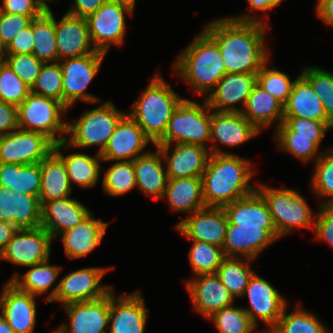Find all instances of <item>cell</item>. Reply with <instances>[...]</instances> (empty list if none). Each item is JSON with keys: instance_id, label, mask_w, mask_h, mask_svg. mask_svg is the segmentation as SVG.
Masks as SVG:
<instances>
[{"instance_id": "681fc988", "label": "cell", "mask_w": 333, "mask_h": 333, "mask_svg": "<svg viewBox=\"0 0 333 333\" xmlns=\"http://www.w3.org/2000/svg\"><path fill=\"white\" fill-rule=\"evenodd\" d=\"M327 150L316 158L311 184L318 196L331 197L327 203H333V148Z\"/></svg>"}, {"instance_id": "2e32d148", "label": "cell", "mask_w": 333, "mask_h": 333, "mask_svg": "<svg viewBox=\"0 0 333 333\" xmlns=\"http://www.w3.org/2000/svg\"><path fill=\"white\" fill-rule=\"evenodd\" d=\"M70 319V329L64 323L55 333H106L109 325L110 292L102 298L62 305Z\"/></svg>"}, {"instance_id": "680465c9", "label": "cell", "mask_w": 333, "mask_h": 333, "mask_svg": "<svg viewBox=\"0 0 333 333\" xmlns=\"http://www.w3.org/2000/svg\"><path fill=\"white\" fill-rule=\"evenodd\" d=\"M0 221L15 225L14 192L9 189L0 192Z\"/></svg>"}, {"instance_id": "8fae6325", "label": "cell", "mask_w": 333, "mask_h": 333, "mask_svg": "<svg viewBox=\"0 0 333 333\" xmlns=\"http://www.w3.org/2000/svg\"><path fill=\"white\" fill-rule=\"evenodd\" d=\"M54 145L44 134L17 128L0 136V163H39L53 151Z\"/></svg>"}, {"instance_id": "74e56055", "label": "cell", "mask_w": 333, "mask_h": 333, "mask_svg": "<svg viewBox=\"0 0 333 333\" xmlns=\"http://www.w3.org/2000/svg\"><path fill=\"white\" fill-rule=\"evenodd\" d=\"M216 274L235 299L236 296H243L254 272L250 269L249 264L240 260L239 257H226Z\"/></svg>"}, {"instance_id": "e0dca14e", "label": "cell", "mask_w": 333, "mask_h": 333, "mask_svg": "<svg viewBox=\"0 0 333 333\" xmlns=\"http://www.w3.org/2000/svg\"><path fill=\"white\" fill-rule=\"evenodd\" d=\"M151 139L141 127L126 114L117 124L108 144L100 154L103 161H134L141 154Z\"/></svg>"}, {"instance_id": "7c38bea8", "label": "cell", "mask_w": 333, "mask_h": 333, "mask_svg": "<svg viewBox=\"0 0 333 333\" xmlns=\"http://www.w3.org/2000/svg\"><path fill=\"white\" fill-rule=\"evenodd\" d=\"M105 55L97 51L81 57L64 58V62L59 63L63 72V105L67 109L77 99L90 103L99 101L84 91L98 72Z\"/></svg>"}, {"instance_id": "44dd1931", "label": "cell", "mask_w": 333, "mask_h": 333, "mask_svg": "<svg viewBox=\"0 0 333 333\" xmlns=\"http://www.w3.org/2000/svg\"><path fill=\"white\" fill-rule=\"evenodd\" d=\"M58 61L65 58L81 57L97 52L93 46L86 18L65 13L62 19L55 20Z\"/></svg>"}, {"instance_id": "836d02e7", "label": "cell", "mask_w": 333, "mask_h": 333, "mask_svg": "<svg viewBox=\"0 0 333 333\" xmlns=\"http://www.w3.org/2000/svg\"><path fill=\"white\" fill-rule=\"evenodd\" d=\"M0 179L4 190L9 189L18 195H35L39 198L41 162L25 165L0 163Z\"/></svg>"}, {"instance_id": "6f0895ef", "label": "cell", "mask_w": 333, "mask_h": 333, "mask_svg": "<svg viewBox=\"0 0 333 333\" xmlns=\"http://www.w3.org/2000/svg\"><path fill=\"white\" fill-rule=\"evenodd\" d=\"M18 128L17 106L0 100V136Z\"/></svg>"}, {"instance_id": "30bf717a", "label": "cell", "mask_w": 333, "mask_h": 333, "mask_svg": "<svg viewBox=\"0 0 333 333\" xmlns=\"http://www.w3.org/2000/svg\"><path fill=\"white\" fill-rule=\"evenodd\" d=\"M109 268L88 267L66 275L47 296V302H71L96 300L107 295L112 286H101L100 281Z\"/></svg>"}, {"instance_id": "89a4df30", "label": "cell", "mask_w": 333, "mask_h": 333, "mask_svg": "<svg viewBox=\"0 0 333 333\" xmlns=\"http://www.w3.org/2000/svg\"><path fill=\"white\" fill-rule=\"evenodd\" d=\"M114 1H120V2L127 3V4L131 5L133 8H134L135 2H136V0H114Z\"/></svg>"}, {"instance_id": "ac0fdd59", "label": "cell", "mask_w": 333, "mask_h": 333, "mask_svg": "<svg viewBox=\"0 0 333 333\" xmlns=\"http://www.w3.org/2000/svg\"><path fill=\"white\" fill-rule=\"evenodd\" d=\"M175 144L170 156L168 154L171 144L155 145L166 158L168 179L202 177L211 155L210 150L197 144Z\"/></svg>"}, {"instance_id": "8d00e7d4", "label": "cell", "mask_w": 333, "mask_h": 333, "mask_svg": "<svg viewBox=\"0 0 333 333\" xmlns=\"http://www.w3.org/2000/svg\"><path fill=\"white\" fill-rule=\"evenodd\" d=\"M31 267L23 275V279L19 278L18 275H14L8 281H11L20 290L37 297L47 292L55 284L61 269L56 265H50L48 260Z\"/></svg>"}, {"instance_id": "83f0119b", "label": "cell", "mask_w": 333, "mask_h": 333, "mask_svg": "<svg viewBox=\"0 0 333 333\" xmlns=\"http://www.w3.org/2000/svg\"><path fill=\"white\" fill-rule=\"evenodd\" d=\"M284 117L322 121L333 130V123L327 118L322 101L302 75L294 81L292 92L284 105Z\"/></svg>"}, {"instance_id": "277c9868", "label": "cell", "mask_w": 333, "mask_h": 333, "mask_svg": "<svg viewBox=\"0 0 333 333\" xmlns=\"http://www.w3.org/2000/svg\"><path fill=\"white\" fill-rule=\"evenodd\" d=\"M182 100L160 74H155L129 115L155 145L164 136L171 115Z\"/></svg>"}, {"instance_id": "d6a6232c", "label": "cell", "mask_w": 333, "mask_h": 333, "mask_svg": "<svg viewBox=\"0 0 333 333\" xmlns=\"http://www.w3.org/2000/svg\"><path fill=\"white\" fill-rule=\"evenodd\" d=\"M72 187L63 160L52 151L41 161L40 202L69 197Z\"/></svg>"}, {"instance_id": "2644e50d", "label": "cell", "mask_w": 333, "mask_h": 333, "mask_svg": "<svg viewBox=\"0 0 333 333\" xmlns=\"http://www.w3.org/2000/svg\"><path fill=\"white\" fill-rule=\"evenodd\" d=\"M4 190V188H3V184H2V181H1V179H0V192H2Z\"/></svg>"}, {"instance_id": "ab89813d", "label": "cell", "mask_w": 333, "mask_h": 333, "mask_svg": "<svg viewBox=\"0 0 333 333\" xmlns=\"http://www.w3.org/2000/svg\"><path fill=\"white\" fill-rule=\"evenodd\" d=\"M299 307L288 315L285 307L277 325L269 333H329L315 315Z\"/></svg>"}, {"instance_id": "e575fe53", "label": "cell", "mask_w": 333, "mask_h": 333, "mask_svg": "<svg viewBox=\"0 0 333 333\" xmlns=\"http://www.w3.org/2000/svg\"><path fill=\"white\" fill-rule=\"evenodd\" d=\"M66 145V141H60L54 145L53 151L63 160L72 187V182L81 187H93L99 179V169L102 157L96 154L91 157L82 153H74L64 156L60 151Z\"/></svg>"}, {"instance_id": "d4e9b609", "label": "cell", "mask_w": 333, "mask_h": 333, "mask_svg": "<svg viewBox=\"0 0 333 333\" xmlns=\"http://www.w3.org/2000/svg\"><path fill=\"white\" fill-rule=\"evenodd\" d=\"M89 214L82 203L70 197L41 202V227L54 238L56 234L74 228Z\"/></svg>"}, {"instance_id": "9c48e42d", "label": "cell", "mask_w": 333, "mask_h": 333, "mask_svg": "<svg viewBox=\"0 0 333 333\" xmlns=\"http://www.w3.org/2000/svg\"><path fill=\"white\" fill-rule=\"evenodd\" d=\"M133 14L134 8L124 2L108 0L96 12L86 17L93 47L107 54L112 44L123 43L125 14Z\"/></svg>"}, {"instance_id": "003e7915", "label": "cell", "mask_w": 333, "mask_h": 333, "mask_svg": "<svg viewBox=\"0 0 333 333\" xmlns=\"http://www.w3.org/2000/svg\"><path fill=\"white\" fill-rule=\"evenodd\" d=\"M7 56V52H6V46L2 43L1 39H0V63H4L5 62V57Z\"/></svg>"}, {"instance_id": "7dc6e473", "label": "cell", "mask_w": 333, "mask_h": 333, "mask_svg": "<svg viewBox=\"0 0 333 333\" xmlns=\"http://www.w3.org/2000/svg\"><path fill=\"white\" fill-rule=\"evenodd\" d=\"M15 226L18 229L41 226V202L35 195L14 193Z\"/></svg>"}, {"instance_id": "7a4b0ae2", "label": "cell", "mask_w": 333, "mask_h": 333, "mask_svg": "<svg viewBox=\"0 0 333 333\" xmlns=\"http://www.w3.org/2000/svg\"><path fill=\"white\" fill-rule=\"evenodd\" d=\"M210 157L202 174L203 197L207 207H224L256 190L249 184L253 173L246 159L211 146Z\"/></svg>"}, {"instance_id": "d6986e66", "label": "cell", "mask_w": 333, "mask_h": 333, "mask_svg": "<svg viewBox=\"0 0 333 333\" xmlns=\"http://www.w3.org/2000/svg\"><path fill=\"white\" fill-rule=\"evenodd\" d=\"M35 296L6 282L0 297L1 316L14 333H33L36 323Z\"/></svg>"}, {"instance_id": "4dcf8cb0", "label": "cell", "mask_w": 333, "mask_h": 333, "mask_svg": "<svg viewBox=\"0 0 333 333\" xmlns=\"http://www.w3.org/2000/svg\"><path fill=\"white\" fill-rule=\"evenodd\" d=\"M162 198H167L173 211L193 213L206 207L202 177L168 179Z\"/></svg>"}, {"instance_id": "b9f144b4", "label": "cell", "mask_w": 333, "mask_h": 333, "mask_svg": "<svg viewBox=\"0 0 333 333\" xmlns=\"http://www.w3.org/2000/svg\"><path fill=\"white\" fill-rule=\"evenodd\" d=\"M136 174L133 161H118L103 177V189L109 195H122L135 188Z\"/></svg>"}, {"instance_id": "6da1fadb", "label": "cell", "mask_w": 333, "mask_h": 333, "mask_svg": "<svg viewBox=\"0 0 333 333\" xmlns=\"http://www.w3.org/2000/svg\"><path fill=\"white\" fill-rule=\"evenodd\" d=\"M266 22L242 15L214 20L204 31L217 43L226 73L257 74L269 61L264 35Z\"/></svg>"}, {"instance_id": "94428289", "label": "cell", "mask_w": 333, "mask_h": 333, "mask_svg": "<svg viewBox=\"0 0 333 333\" xmlns=\"http://www.w3.org/2000/svg\"><path fill=\"white\" fill-rule=\"evenodd\" d=\"M316 10L322 21L333 26V0H318Z\"/></svg>"}, {"instance_id": "f6af8a7d", "label": "cell", "mask_w": 333, "mask_h": 333, "mask_svg": "<svg viewBox=\"0 0 333 333\" xmlns=\"http://www.w3.org/2000/svg\"><path fill=\"white\" fill-rule=\"evenodd\" d=\"M267 63L268 61L257 73L256 84L285 105L292 92L294 81L291 82L289 77L279 70L267 68Z\"/></svg>"}, {"instance_id": "03108f58", "label": "cell", "mask_w": 333, "mask_h": 333, "mask_svg": "<svg viewBox=\"0 0 333 333\" xmlns=\"http://www.w3.org/2000/svg\"><path fill=\"white\" fill-rule=\"evenodd\" d=\"M34 1L43 12H50L51 11L49 5L45 2V0H34Z\"/></svg>"}, {"instance_id": "f35d334b", "label": "cell", "mask_w": 333, "mask_h": 333, "mask_svg": "<svg viewBox=\"0 0 333 333\" xmlns=\"http://www.w3.org/2000/svg\"><path fill=\"white\" fill-rule=\"evenodd\" d=\"M276 141L280 149L290 152L303 162L314 159L323 137L296 136L283 122L276 127Z\"/></svg>"}, {"instance_id": "3957f363", "label": "cell", "mask_w": 333, "mask_h": 333, "mask_svg": "<svg viewBox=\"0 0 333 333\" xmlns=\"http://www.w3.org/2000/svg\"><path fill=\"white\" fill-rule=\"evenodd\" d=\"M174 65L176 73L200 95L214 90L226 74L219 46L204 30L182 51Z\"/></svg>"}, {"instance_id": "4fadbf2b", "label": "cell", "mask_w": 333, "mask_h": 333, "mask_svg": "<svg viewBox=\"0 0 333 333\" xmlns=\"http://www.w3.org/2000/svg\"><path fill=\"white\" fill-rule=\"evenodd\" d=\"M52 237L42 228L18 229L0 253V260L31 267L49 260Z\"/></svg>"}, {"instance_id": "f5cc1de1", "label": "cell", "mask_w": 333, "mask_h": 333, "mask_svg": "<svg viewBox=\"0 0 333 333\" xmlns=\"http://www.w3.org/2000/svg\"><path fill=\"white\" fill-rule=\"evenodd\" d=\"M283 123L296 136L304 137H324L326 131L330 129L324 122L298 117H284Z\"/></svg>"}, {"instance_id": "7402d4cb", "label": "cell", "mask_w": 333, "mask_h": 333, "mask_svg": "<svg viewBox=\"0 0 333 333\" xmlns=\"http://www.w3.org/2000/svg\"><path fill=\"white\" fill-rule=\"evenodd\" d=\"M195 277L197 278L194 280H187L186 286L195 310L207 319L224 307L233 305L234 297L216 273L199 274Z\"/></svg>"}, {"instance_id": "a7ac6f4b", "label": "cell", "mask_w": 333, "mask_h": 333, "mask_svg": "<svg viewBox=\"0 0 333 333\" xmlns=\"http://www.w3.org/2000/svg\"><path fill=\"white\" fill-rule=\"evenodd\" d=\"M283 0H268V10H272L275 6L279 5Z\"/></svg>"}, {"instance_id": "f907efd6", "label": "cell", "mask_w": 333, "mask_h": 333, "mask_svg": "<svg viewBox=\"0 0 333 333\" xmlns=\"http://www.w3.org/2000/svg\"><path fill=\"white\" fill-rule=\"evenodd\" d=\"M5 63L32 88L44 62L33 54H7Z\"/></svg>"}, {"instance_id": "ffe728a7", "label": "cell", "mask_w": 333, "mask_h": 333, "mask_svg": "<svg viewBox=\"0 0 333 333\" xmlns=\"http://www.w3.org/2000/svg\"><path fill=\"white\" fill-rule=\"evenodd\" d=\"M113 291H110L108 333H144L148 313L141 294L120 295L116 300Z\"/></svg>"}, {"instance_id": "484cf974", "label": "cell", "mask_w": 333, "mask_h": 333, "mask_svg": "<svg viewBox=\"0 0 333 333\" xmlns=\"http://www.w3.org/2000/svg\"><path fill=\"white\" fill-rule=\"evenodd\" d=\"M223 209L228 222L238 225V228H276L266 201L257 190L225 205Z\"/></svg>"}, {"instance_id": "816d5d0a", "label": "cell", "mask_w": 333, "mask_h": 333, "mask_svg": "<svg viewBox=\"0 0 333 333\" xmlns=\"http://www.w3.org/2000/svg\"><path fill=\"white\" fill-rule=\"evenodd\" d=\"M32 21L33 18L30 16L2 12L0 17V39L2 43L7 47L14 36L30 26Z\"/></svg>"}, {"instance_id": "60d3db41", "label": "cell", "mask_w": 333, "mask_h": 333, "mask_svg": "<svg viewBox=\"0 0 333 333\" xmlns=\"http://www.w3.org/2000/svg\"><path fill=\"white\" fill-rule=\"evenodd\" d=\"M189 261L195 275L216 273L222 261L226 258L223 248L192 240Z\"/></svg>"}, {"instance_id": "9a60e30c", "label": "cell", "mask_w": 333, "mask_h": 333, "mask_svg": "<svg viewBox=\"0 0 333 333\" xmlns=\"http://www.w3.org/2000/svg\"><path fill=\"white\" fill-rule=\"evenodd\" d=\"M228 224L223 207L206 206L181 220L176 228L191 240L222 247Z\"/></svg>"}, {"instance_id": "5bb4252c", "label": "cell", "mask_w": 333, "mask_h": 333, "mask_svg": "<svg viewBox=\"0 0 333 333\" xmlns=\"http://www.w3.org/2000/svg\"><path fill=\"white\" fill-rule=\"evenodd\" d=\"M247 295L250 309L244 308L251 321L257 325V319L262 320L269 327V333L278 323L287 302L279 292L265 279L254 273L250 278L243 296Z\"/></svg>"}, {"instance_id": "8992f818", "label": "cell", "mask_w": 333, "mask_h": 333, "mask_svg": "<svg viewBox=\"0 0 333 333\" xmlns=\"http://www.w3.org/2000/svg\"><path fill=\"white\" fill-rule=\"evenodd\" d=\"M125 115L110 101L85 112L75 123H67V134L70 135L69 140H65L67 148L99 145L97 153L101 154Z\"/></svg>"}, {"instance_id": "7bdbcfd3", "label": "cell", "mask_w": 333, "mask_h": 333, "mask_svg": "<svg viewBox=\"0 0 333 333\" xmlns=\"http://www.w3.org/2000/svg\"><path fill=\"white\" fill-rule=\"evenodd\" d=\"M209 319L213 320L219 333H252L256 328L244 308L232 305L215 312Z\"/></svg>"}, {"instance_id": "52a82bcc", "label": "cell", "mask_w": 333, "mask_h": 333, "mask_svg": "<svg viewBox=\"0 0 333 333\" xmlns=\"http://www.w3.org/2000/svg\"><path fill=\"white\" fill-rule=\"evenodd\" d=\"M67 108L59 101L30 93L17 107L18 128L26 131L39 132L50 138L55 144L64 141L63 133L67 134V122H63L61 114Z\"/></svg>"}, {"instance_id": "4316f807", "label": "cell", "mask_w": 333, "mask_h": 333, "mask_svg": "<svg viewBox=\"0 0 333 333\" xmlns=\"http://www.w3.org/2000/svg\"><path fill=\"white\" fill-rule=\"evenodd\" d=\"M260 131L250 123L241 111H212L211 138L223 145L234 147L248 141Z\"/></svg>"}, {"instance_id": "be15d7a7", "label": "cell", "mask_w": 333, "mask_h": 333, "mask_svg": "<svg viewBox=\"0 0 333 333\" xmlns=\"http://www.w3.org/2000/svg\"><path fill=\"white\" fill-rule=\"evenodd\" d=\"M249 6L252 8L250 11L261 10L263 12L268 10V0H248Z\"/></svg>"}, {"instance_id": "db71d44e", "label": "cell", "mask_w": 333, "mask_h": 333, "mask_svg": "<svg viewBox=\"0 0 333 333\" xmlns=\"http://www.w3.org/2000/svg\"><path fill=\"white\" fill-rule=\"evenodd\" d=\"M314 222L316 239L325 240L333 247V203L324 202Z\"/></svg>"}, {"instance_id": "603a6c76", "label": "cell", "mask_w": 333, "mask_h": 333, "mask_svg": "<svg viewBox=\"0 0 333 333\" xmlns=\"http://www.w3.org/2000/svg\"><path fill=\"white\" fill-rule=\"evenodd\" d=\"M278 238L276 228H238L229 223L222 248L225 257L237 258V254H242L250 262Z\"/></svg>"}, {"instance_id": "c3c4849f", "label": "cell", "mask_w": 333, "mask_h": 333, "mask_svg": "<svg viewBox=\"0 0 333 333\" xmlns=\"http://www.w3.org/2000/svg\"><path fill=\"white\" fill-rule=\"evenodd\" d=\"M30 93L31 88L5 62L0 63V100L18 107Z\"/></svg>"}, {"instance_id": "ba28073f", "label": "cell", "mask_w": 333, "mask_h": 333, "mask_svg": "<svg viewBox=\"0 0 333 333\" xmlns=\"http://www.w3.org/2000/svg\"><path fill=\"white\" fill-rule=\"evenodd\" d=\"M256 190L268 206L279 238L296 227H314L313 212L295 190L275 189L259 185Z\"/></svg>"}, {"instance_id": "5b68a950", "label": "cell", "mask_w": 333, "mask_h": 333, "mask_svg": "<svg viewBox=\"0 0 333 333\" xmlns=\"http://www.w3.org/2000/svg\"><path fill=\"white\" fill-rule=\"evenodd\" d=\"M207 101L201 106L183 99L173 111L164 136L155 145L175 143L197 144L205 147L211 138V113Z\"/></svg>"}, {"instance_id": "6125c7cd", "label": "cell", "mask_w": 333, "mask_h": 333, "mask_svg": "<svg viewBox=\"0 0 333 333\" xmlns=\"http://www.w3.org/2000/svg\"><path fill=\"white\" fill-rule=\"evenodd\" d=\"M18 228L7 222L0 221V253L6 247Z\"/></svg>"}, {"instance_id": "bcb514c9", "label": "cell", "mask_w": 333, "mask_h": 333, "mask_svg": "<svg viewBox=\"0 0 333 333\" xmlns=\"http://www.w3.org/2000/svg\"><path fill=\"white\" fill-rule=\"evenodd\" d=\"M322 101L327 118L333 123V73L318 67H308L301 74Z\"/></svg>"}, {"instance_id": "1f68e13d", "label": "cell", "mask_w": 333, "mask_h": 333, "mask_svg": "<svg viewBox=\"0 0 333 333\" xmlns=\"http://www.w3.org/2000/svg\"><path fill=\"white\" fill-rule=\"evenodd\" d=\"M242 115L259 131L279 120L277 127L284 121V105L276 98L255 85L247 99Z\"/></svg>"}, {"instance_id": "e7e4bbea", "label": "cell", "mask_w": 333, "mask_h": 333, "mask_svg": "<svg viewBox=\"0 0 333 333\" xmlns=\"http://www.w3.org/2000/svg\"><path fill=\"white\" fill-rule=\"evenodd\" d=\"M0 333H14L8 322L0 315Z\"/></svg>"}, {"instance_id": "ee69618b", "label": "cell", "mask_w": 333, "mask_h": 333, "mask_svg": "<svg viewBox=\"0 0 333 333\" xmlns=\"http://www.w3.org/2000/svg\"><path fill=\"white\" fill-rule=\"evenodd\" d=\"M43 63L40 73L31 88L37 95L55 99L63 104V72L58 62Z\"/></svg>"}, {"instance_id": "f546056e", "label": "cell", "mask_w": 333, "mask_h": 333, "mask_svg": "<svg viewBox=\"0 0 333 333\" xmlns=\"http://www.w3.org/2000/svg\"><path fill=\"white\" fill-rule=\"evenodd\" d=\"M161 157V151L156 147V153L146 152L133 161L136 185L147 195H152L153 200L163 197L168 181Z\"/></svg>"}, {"instance_id": "d590c367", "label": "cell", "mask_w": 333, "mask_h": 333, "mask_svg": "<svg viewBox=\"0 0 333 333\" xmlns=\"http://www.w3.org/2000/svg\"><path fill=\"white\" fill-rule=\"evenodd\" d=\"M34 46L32 54L44 63L58 62L55 35V18L50 12H43L33 19Z\"/></svg>"}, {"instance_id": "11a10c76", "label": "cell", "mask_w": 333, "mask_h": 333, "mask_svg": "<svg viewBox=\"0 0 333 333\" xmlns=\"http://www.w3.org/2000/svg\"><path fill=\"white\" fill-rule=\"evenodd\" d=\"M34 42L33 21L30 26L14 36L6 47L7 54H32Z\"/></svg>"}, {"instance_id": "f1b7e54d", "label": "cell", "mask_w": 333, "mask_h": 333, "mask_svg": "<svg viewBox=\"0 0 333 333\" xmlns=\"http://www.w3.org/2000/svg\"><path fill=\"white\" fill-rule=\"evenodd\" d=\"M106 229L107 223L94 219L90 213L74 228L59 234L65 254L71 259L89 254L100 244Z\"/></svg>"}, {"instance_id": "cb8c5ba5", "label": "cell", "mask_w": 333, "mask_h": 333, "mask_svg": "<svg viewBox=\"0 0 333 333\" xmlns=\"http://www.w3.org/2000/svg\"><path fill=\"white\" fill-rule=\"evenodd\" d=\"M257 74L226 73L216 84V89L207 97V104L216 111H242L234 105H246L247 99L256 85Z\"/></svg>"}, {"instance_id": "91938a15", "label": "cell", "mask_w": 333, "mask_h": 333, "mask_svg": "<svg viewBox=\"0 0 333 333\" xmlns=\"http://www.w3.org/2000/svg\"><path fill=\"white\" fill-rule=\"evenodd\" d=\"M108 0H74V5L67 14L76 17L86 18L91 13L96 12Z\"/></svg>"}, {"instance_id": "9f6ffc18", "label": "cell", "mask_w": 333, "mask_h": 333, "mask_svg": "<svg viewBox=\"0 0 333 333\" xmlns=\"http://www.w3.org/2000/svg\"><path fill=\"white\" fill-rule=\"evenodd\" d=\"M0 7L2 12L30 16L33 19L43 13L34 0H3V6Z\"/></svg>"}]
</instances>
